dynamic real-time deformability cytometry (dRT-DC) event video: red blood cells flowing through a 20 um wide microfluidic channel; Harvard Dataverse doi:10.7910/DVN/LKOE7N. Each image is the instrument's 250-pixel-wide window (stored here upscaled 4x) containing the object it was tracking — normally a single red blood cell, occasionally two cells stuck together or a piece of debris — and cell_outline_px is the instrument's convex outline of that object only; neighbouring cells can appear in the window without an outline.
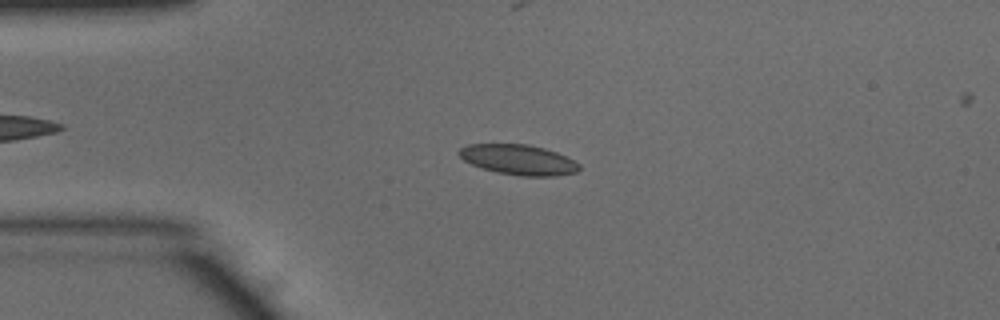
{"species": "common noctule bat (a hibernating species)", "species_latin": "Nyctalus noctula", "temperature_condition": "warm", "stored_images_in_passage": 47, "camera_frame_rate_fps": 3000, "um_per_image_px": 0.085, "animal": {"sex": "male", "body_mass_g": 15.6}, "frame": {"image": 1, "passage_image": 7, "time_ms": 2.0, "image_size_px": [1000, 320], "cell_outline_px": [[580, 168], [576, 172], [556, 176], [520, 176], [496, 172], [480, 168], [464, 160], [456, 152], [460, 148], [468, 144], [528, 144], [544, 148], [556, 152], [580, 164]], "centroid_in_image_um": [44.04, 13.58], "position_along_channel_um": 41.0, "area_um2": 21.15}}
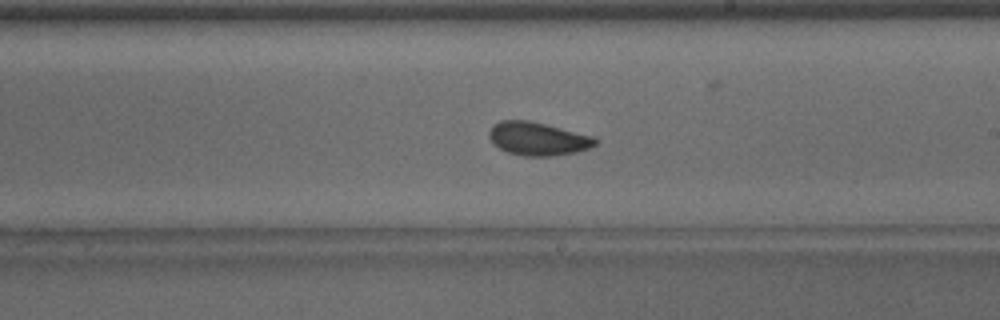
{"frame": {"image": 2, "passage_image": 24, "time_ms": 7.667, "image_size_px": [1000, 320], "cell_outline_px": [[596, 144], [588, 148], [576, 152], [552, 156], [524, 156], [508, 152], [500, 148], [488, 136], [488, 132], [492, 124], [500, 120], [528, 120], [592, 136], [596, 140]], "centroid_in_image_um": [45.67, 11.79], "position_along_channel_um": 243.3, "area_um2": 20.29}}
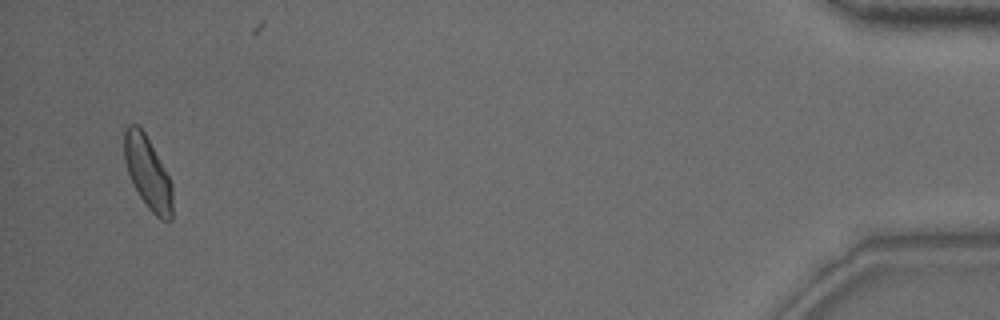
{"frame": {"image": 3, "passage_image": 44, "time_ms": 14.333, "image_size_px": [1000, 320], "cell_outline_px": [[172, 220], [160, 220], [148, 208], [140, 196], [128, 172], [124, 160], [124, 128], [128, 124], [136, 124], [144, 132], [164, 168], [172, 184]], "centroid_in_image_um": [12.55, 14.68], "position_along_channel_um": 422.6, "area_um2": 20.0}, "authors_computed_cell_mechanics": {"area_um2": 20.3456, "velocity_mm_per_s": 3.9481, "shape_relaxation_time_tau1_ms": 5.3317, "shape_relaxation_time_tau2_ms": 1.7199, "deformation_change_tau1": 0.1163, "deformation_change_tau2": 0.0696}}